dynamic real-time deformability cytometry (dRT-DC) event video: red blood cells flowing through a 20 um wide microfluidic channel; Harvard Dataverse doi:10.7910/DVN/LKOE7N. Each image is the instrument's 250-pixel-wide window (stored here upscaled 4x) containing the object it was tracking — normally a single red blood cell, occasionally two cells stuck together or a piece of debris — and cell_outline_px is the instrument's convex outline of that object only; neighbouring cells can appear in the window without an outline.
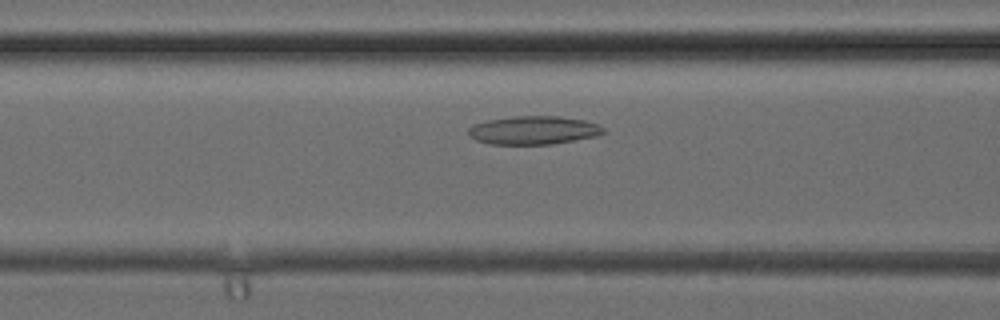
{"species": "common noctule bat (a hibernating species)", "species_latin": "Nyctalus noctula", "temperature_condition": "cold", "stored_images_in_passage": 36, "camera_frame_rate_fps": 3000, "um_per_image_px": 0.085, "animal": {"sex": "female", "body_mass_g": 24.6, "forearm_length_mm": 56.2}, "frame": {"image": 1, "passage_image": 12, "time_ms": 3.667, "image_size_px": [1000, 320], "cell_outline_px": [[604, 132], [596, 136], [552, 144], [488, 144], [476, 140], [468, 132], [468, 128], [472, 124], [488, 120], [516, 116], [560, 116], [584, 120], [600, 124], [604, 128]], "centroid_in_image_um": [45.36, 11.06], "position_along_channel_um": 121.2, "area_um2": 22.31}}
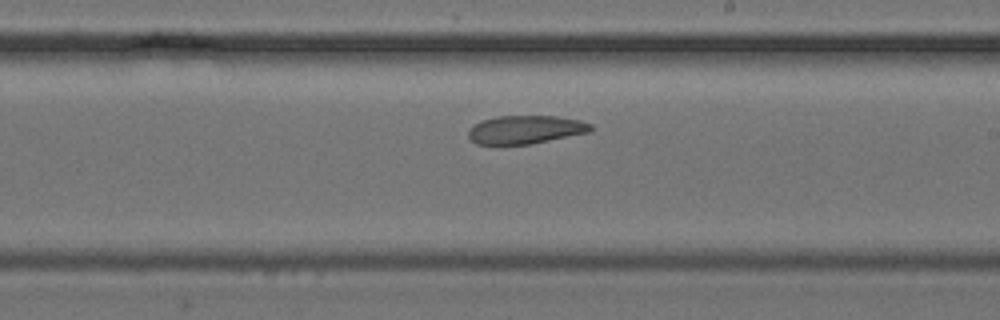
{"frame": {"image": 2, "passage_image": 19, "time_ms": 6.0, "image_size_px": [1000, 320], "cell_outline_px": [[592, 132], [528, 144], [476, 144], [468, 136], [468, 132], [472, 124], [480, 120], [496, 116], [556, 116], [580, 120], [592, 124]], "centroid_in_image_um": [44.66, 11.0], "position_along_channel_um": 244.3, "area_um2": 20.29}}
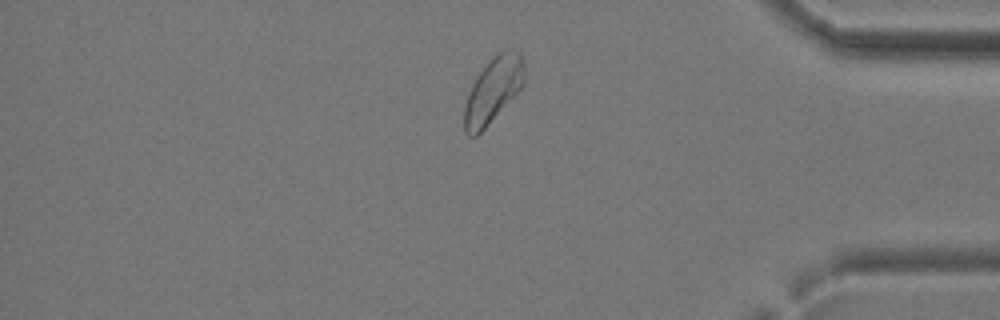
{"frame": {"image": 3, "passage_image": 29, "time_ms": 9.333, "image_size_px": [1000, 320], "cell_outline_px": [[524, 84], [484, 128], [476, 136], [468, 136], [464, 132], [464, 108], [468, 92], [476, 76], [484, 64], [496, 52], [520, 52], [524, 64]], "centroid_in_image_um": [41.87, 7.65], "position_along_channel_um": 393.3, "area_um2": 22.48}}